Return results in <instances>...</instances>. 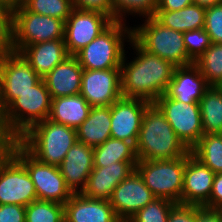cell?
Segmentation results:
<instances>
[{"instance_id": "6da1fadb", "label": "cell", "mask_w": 222, "mask_h": 222, "mask_svg": "<svg viewBox=\"0 0 222 222\" xmlns=\"http://www.w3.org/2000/svg\"><path fill=\"white\" fill-rule=\"evenodd\" d=\"M137 52V57L121 64V92L124 98L143 99L154 103L166 93L175 71L173 63L144 50L132 37L127 40Z\"/></svg>"}, {"instance_id": "7a4b0ae2", "label": "cell", "mask_w": 222, "mask_h": 222, "mask_svg": "<svg viewBox=\"0 0 222 222\" xmlns=\"http://www.w3.org/2000/svg\"><path fill=\"white\" fill-rule=\"evenodd\" d=\"M135 149L138 160L147 161L177 159L190 152L155 103L143 114Z\"/></svg>"}, {"instance_id": "3957f363", "label": "cell", "mask_w": 222, "mask_h": 222, "mask_svg": "<svg viewBox=\"0 0 222 222\" xmlns=\"http://www.w3.org/2000/svg\"><path fill=\"white\" fill-rule=\"evenodd\" d=\"M17 141L40 162L59 166L77 142V132L47 118L33 125Z\"/></svg>"}, {"instance_id": "277c9868", "label": "cell", "mask_w": 222, "mask_h": 222, "mask_svg": "<svg viewBox=\"0 0 222 222\" xmlns=\"http://www.w3.org/2000/svg\"><path fill=\"white\" fill-rule=\"evenodd\" d=\"M65 22L28 11L21 3L10 11V50L20 52L25 46L64 39Z\"/></svg>"}, {"instance_id": "5b68a950", "label": "cell", "mask_w": 222, "mask_h": 222, "mask_svg": "<svg viewBox=\"0 0 222 222\" xmlns=\"http://www.w3.org/2000/svg\"><path fill=\"white\" fill-rule=\"evenodd\" d=\"M52 98L43 78L30 90L19 94L4 110V123L18 140L33 125L49 117Z\"/></svg>"}, {"instance_id": "8992f818", "label": "cell", "mask_w": 222, "mask_h": 222, "mask_svg": "<svg viewBox=\"0 0 222 222\" xmlns=\"http://www.w3.org/2000/svg\"><path fill=\"white\" fill-rule=\"evenodd\" d=\"M123 23L113 21L75 55L83 69L105 70L121 67L125 54L123 38L126 37L130 40L132 37L131 27L128 28Z\"/></svg>"}, {"instance_id": "52a82bcc", "label": "cell", "mask_w": 222, "mask_h": 222, "mask_svg": "<svg viewBox=\"0 0 222 222\" xmlns=\"http://www.w3.org/2000/svg\"><path fill=\"white\" fill-rule=\"evenodd\" d=\"M144 22L142 26L132 29V38L144 50L177 67L194 63L188 57L183 32L163 26L154 17L146 18Z\"/></svg>"}, {"instance_id": "ba28073f", "label": "cell", "mask_w": 222, "mask_h": 222, "mask_svg": "<svg viewBox=\"0 0 222 222\" xmlns=\"http://www.w3.org/2000/svg\"><path fill=\"white\" fill-rule=\"evenodd\" d=\"M10 153L26 168L37 194V199L65 204L73 195L66 186L58 166L45 164L32 156L18 141Z\"/></svg>"}, {"instance_id": "9c48e42d", "label": "cell", "mask_w": 222, "mask_h": 222, "mask_svg": "<svg viewBox=\"0 0 222 222\" xmlns=\"http://www.w3.org/2000/svg\"><path fill=\"white\" fill-rule=\"evenodd\" d=\"M186 156L172 160H138L135 169L156 198L181 202Z\"/></svg>"}, {"instance_id": "30bf717a", "label": "cell", "mask_w": 222, "mask_h": 222, "mask_svg": "<svg viewBox=\"0 0 222 222\" xmlns=\"http://www.w3.org/2000/svg\"><path fill=\"white\" fill-rule=\"evenodd\" d=\"M42 78L18 52L0 54V106L4 110L19 94L30 90Z\"/></svg>"}, {"instance_id": "8fae6325", "label": "cell", "mask_w": 222, "mask_h": 222, "mask_svg": "<svg viewBox=\"0 0 222 222\" xmlns=\"http://www.w3.org/2000/svg\"><path fill=\"white\" fill-rule=\"evenodd\" d=\"M154 103L164 113L179 139L191 150L204 134L199 103H183L166 94Z\"/></svg>"}, {"instance_id": "7c38bea8", "label": "cell", "mask_w": 222, "mask_h": 222, "mask_svg": "<svg viewBox=\"0 0 222 222\" xmlns=\"http://www.w3.org/2000/svg\"><path fill=\"white\" fill-rule=\"evenodd\" d=\"M37 194L26 168L9 152L0 157V205L26 207Z\"/></svg>"}, {"instance_id": "4fadbf2b", "label": "cell", "mask_w": 222, "mask_h": 222, "mask_svg": "<svg viewBox=\"0 0 222 222\" xmlns=\"http://www.w3.org/2000/svg\"><path fill=\"white\" fill-rule=\"evenodd\" d=\"M112 22L113 19L104 12L74 8L65 21L64 30V41L69 56H75Z\"/></svg>"}, {"instance_id": "5bb4252c", "label": "cell", "mask_w": 222, "mask_h": 222, "mask_svg": "<svg viewBox=\"0 0 222 222\" xmlns=\"http://www.w3.org/2000/svg\"><path fill=\"white\" fill-rule=\"evenodd\" d=\"M80 94L91 107L111 106L123 97L121 69H83Z\"/></svg>"}, {"instance_id": "9a60e30c", "label": "cell", "mask_w": 222, "mask_h": 222, "mask_svg": "<svg viewBox=\"0 0 222 222\" xmlns=\"http://www.w3.org/2000/svg\"><path fill=\"white\" fill-rule=\"evenodd\" d=\"M155 198L135 169L116 186L109 201L117 217L122 222H127Z\"/></svg>"}, {"instance_id": "2e32d148", "label": "cell", "mask_w": 222, "mask_h": 222, "mask_svg": "<svg viewBox=\"0 0 222 222\" xmlns=\"http://www.w3.org/2000/svg\"><path fill=\"white\" fill-rule=\"evenodd\" d=\"M150 102L120 98L111 105V137L136 145L143 114Z\"/></svg>"}, {"instance_id": "e0dca14e", "label": "cell", "mask_w": 222, "mask_h": 222, "mask_svg": "<svg viewBox=\"0 0 222 222\" xmlns=\"http://www.w3.org/2000/svg\"><path fill=\"white\" fill-rule=\"evenodd\" d=\"M215 173L191 154L186 155L181 204L204 206L212 191Z\"/></svg>"}, {"instance_id": "ac0fdd59", "label": "cell", "mask_w": 222, "mask_h": 222, "mask_svg": "<svg viewBox=\"0 0 222 222\" xmlns=\"http://www.w3.org/2000/svg\"><path fill=\"white\" fill-rule=\"evenodd\" d=\"M138 161H121L107 167L93 168L82 194L88 198L110 200L116 186L126 179Z\"/></svg>"}, {"instance_id": "d6986e66", "label": "cell", "mask_w": 222, "mask_h": 222, "mask_svg": "<svg viewBox=\"0 0 222 222\" xmlns=\"http://www.w3.org/2000/svg\"><path fill=\"white\" fill-rule=\"evenodd\" d=\"M58 167L70 191L82 193L94 168L93 147L77 141Z\"/></svg>"}, {"instance_id": "ffe728a7", "label": "cell", "mask_w": 222, "mask_h": 222, "mask_svg": "<svg viewBox=\"0 0 222 222\" xmlns=\"http://www.w3.org/2000/svg\"><path fill=\"white\" fill-rule=\"evenodd\" d=\"M65 222H122L110 201L76 193L64 204Z\"/></svg>"}, {"instance_id": "44dd1931", "label": "cell", "mask_w": 222, "mask_h": 222, "mask_svg": "<svg viewBox=\"0 0 222 222\" xmlns=\"http://www.w3.org/2000/svg\"><path fill=\"white\" fill-rule=\"evenodd\" d=\"M200 69L193 63L175 68L166 95L183 103H199L203 94L210 88Z\"/></svg>"}, {"instance_id": "7402d4cb", "label": "cell", "mask_w": 222, "mask_h": 222, "mask_svg": "<svg viewBox=\"0 0 222 222\" xmlns=\"http://www.w3.org/2000/svg\"><path fill=\"white\" fill-rule=\"evenodd\" d=\"M83 68L75 56L56 65L43 80L51 98L80 94Z\"/></svg>"}, {"instance_id": "603a6c76", "label": "cell", "mask_w": 222, "mask_h": 222, "mask_svg": "<svg viewBox=\"0 0 222 222\" xmlns=\"http://www.w3.org/2000/svg\"><path fill=\"white\" fill-rule=\"evenodd\" d=\"M19 53L41 78L69 56L64 39L28 45Z\"/></svg>"}, {"instance_id": "cb8c5ba5", "label": "cell", "mask_w": 222, "mask_h": 222, "mask_svg": "<svg viewBox=\"0 0 222 222\" xmlns=\"http://www.w3.org/2000/svg\"><path fill=\"white\" fill-rule=\"evenodd\" d=\"M111 106L91 107L88 117L76 129L77 141L91 147L111 137Z\"/></svg>"}, {"instance_id": "d4e9b609", "label": "cell", "mask_w": 222, "mask_h": 222, "mask_svg": "<svg viewBox=\"0 0 222 222\" xmlns=\"http://www.w3.org/2000/svg\"><path fill=\"white\" fill-rule=\"evenodd\" d=\"M91 106L81 95L52 98L48 119L77 129L88 117Z\"/></svg>"}, {"instance_id": "484cf974", "label": "cell", "mask_w": 222, "mask_h": 222, "mask_svg": "<svg viewBox=\"0 0 222 222\" xmlns=\"http://www.w3.org/2000/svg\"><path fill=\"white\" fill-rule=\"evenodd\" d=\"M206 8L195 3L180 10H156L153 16L160 24L179 32L204 28Z\"/></svg>"}, {"instance_id": "4316f807", "label": "cell", "mask_w": 222, "mask_h": 222, "mask_svg": "<svg viewBox=\"0 0 222 222\" xmlns=\"http://www.w3.org/2000/svg\"><path fill=\"white\" fill-rule=\"evenodd\" d=\"M93 161L94 168H101L121 161H138V158L132 142L110 137L93 148Z\"/></svg>"}, {"instance_id": "83f0119b", "label": "cell", "mask_w": 222, "mask_h": 222, "mask_svg": "<svg viewBox=\"0 0 222 222\" xmlns=\"http://www.w3.org/2000/svg\"><path fill=\"white\" fill-rule=\"evenodd\" d=\"M204 134H222V93L211 86L199 101Z\"/></svg>"}, {"instance_id": "f1b7e54d", "label": "cell", "mask_w": 222, "mask_h": 222, "mask_svg": "<svg viewBox=\"0 0 222 222\" xmlns=\"http://www.w3.org/2000/svg\"><path fill=\"white\" fill-rule=\"evenodd\" d=\"M190 151L215 174L222 173V134H203Z\"/></svg>"}, {"instance_id": "f546056e", "label": "cell", "mask_w": 222, "mask_h": 222, "mask_svg": "<svg viewBox=\"0 0 222 222\" xmlns=\"http://www.w3.org/2000/svg\"><path fill=\"white\" fill-rule=\"evenodd\" d=\"M210 86L222 83V44L212 43L194 62Z\"/></svg>"}, {"instance_id": "4dcf8cb0", "label": "cell", "mask_w": 222, "mask_h": 222, "mask_svg": "<svg viewBox=\"0 0 222 222\" xmlns=\"http://www.w3.org/2000/svg\"><path fill=\"white\" fill-rule=\"evenodd\" d=\"M26 222H64V205L46 201L35 200L25 207Z\"/></svg>"}, {"instance_id": "1f68e13d", "label": "cell", "mask_w": 222, "mask_h": 222, "mask_svg": "<svg viewBox=\"0 0 222 222\" xmlns=\"http://www.w3.org/2000/svg\"><path fill=\"white\" fill-rule=\"evenodd\" d=\"M21 4L30 12L55 17L64 22L74 9L72 0H22Z\"/></svg>"}, {"instance_id": "d6a6232c", "label": "cell", "mask_w": 222, "mask_h": 222, "mask_svg": "<svg viewBox=\"0 0 222 222\" xmlns=\"http://www.w3.org/2000/svg\"><path fill=\"white\" fill-rule=\"evenodd\" d=\"M157 3L158 0H112V19L122 22L126 13H136L145 16L144 18L153 17Z\"/></svg>"}, {"instance_id": "836d02e7", "label": "cell", "mask_w": 222, "mask_h": 222, "mask_svg": "<svg viewBox=\"0 0 222 222\" xmlns=\"http://www.w3.org/2000/svg\"><path fill=\"white\" fill-rule=\"evenodd\" d=\"M174 204V202L167 199L155 198L127 222H167Z\"/></svg>"}, {"instance_id": "e575fe53", "label": "cell", "mask_w": 222, "mask_h": 222, "mask_svg": "<svg viewBox=\"0 0 222 222\" xmlns=\"http://www.w3.org/2000/svg\"><path fill=\"white\" fill-rule=\"evenodd\" d=\"M184 45L188 57L195 62L212 44L204 28L183 33Z\"/></svg>"}, {"instance_id": "d590c367", "label": "cell", "mask_w": 222, "mask_h": 222, "mask_svg": "<svg viewBox=\"0 0 222 222\" xmlns=\"http://www.w3.org/2000/svg\"><path fill=\"white\" fill-rule=\"evenodd\" d=\"M204 30L212 43L222 44V2L206 8Z\"/></svg>"}, {"instance_id": "8d00e7d4", "label": "cell", "mask_w": 222, "mask_h": 222, "mask_svg": "<svg viewBox=\"0 0 222 222\" xmlns=\"http://www.w3.org/2000/svg\"><path fill=\"white\" fill-rule=\"evenodd\" d=\"M167 222H197V206L175 203L171 208Z\"/></svg>"}, {"instance_id": "74e56055", "label": "cell", "mask_w": 222, "mask_h": 222, "mask_svg": "<svg viewBox=\"0 0 222 222\" xmlns=\"http://www.w3.org/2000/svg\"><path fill=\"white\" fill-rule=\"evenodd\" d=\"M10 50V10L0 5V54Z\"/></svg>"}, {"instance_id": "f35d334b", "label": "cell", "mask_w": 222, "mask_h": 222, "mask_svg": "<svg viewBox=\"0 0 222 222\" xmlns=\"http://www.w3.org/2000/svg\"><path fill=\"white\" fill-rule=\"evenodd\" d=\"M0 222H26L25 207L15 204L0 205Z\"/></svg>"}, {"instance_id": "ab89813d", "label": "cell", "mask_w": 222, "mask_h": 222, "mask_svg": "<svg viewBox=\"0 0 222 222\" xmlns=\"http://www.w3.org/2000/svg\"><path fill=\"white\" fill-rule=\"evenodd\" d=\"M73 6L81 10H97L112 18V0H72Z\"/></svg>"}, {"instance_id": "60d3db41", "label": "cell", "mask_w": 222, "mask_h": 222, "mask_svg": "<svg viewBox=\"0 0 222 222\" xmlns=\"http://www.w3.org/2000/svg\"><path fill=\"white\" fill-rule=\"evenodd\" d=\"M203 207L222 210V173L215 174L210 198Z\"/></svg>"}, {"instance_id": "b9f144b4", "label": "cell", "mask_w": 222, "mask_h": 222, "mask_svg": "<svg viewBox=\"0 0 222 222\" xmlns=\"http://www.w3.org/2000/svg\"><path fill=\"white\" fill-rule=\"evenodd\" d=\"M16 141L5 126L3 114H0V157L9 153Z\"/></svg>"}, {"instance_id": "7bdbcfd3", "label": "cell", "mask_w": 222, "mask_h": 222, "mask_svg": "<svg viewBox=\"0 0 222 222\" xmlns=\"http://www.w3.org/2000/svg\"><path fill=\"white\" fill-rule=\"evenodd\" d=\"M197 222H222V210L197 206Z\"/></svg>"}, {"instance_id": "ee69618b", "label": "cell", "mask_w": 222, "mask_h": 222, "mask_svg": "<svg viewBox=\"0 0 222 222\" xmlns=\"http://www.w3.org/2000/svg\"><path fill=\"white\" fill-rule=\"evenodd\" d=\"M193 0H158L156 10L175 11L192 4Z\"/></svg>"}, {"instance_id": "f6af8a7d", "label": "cell", "mask_w": 222, "mask_h": 222, "mask_svg": "<svg viewBox=\"0 0 222 222\" xmlns=\"http://www.w3.org/2000/svg\"><path fill=\"white\" fill-rule=\"evenodd\" d=\"M222 0H193V3L202 6V7H211L215 4L221 3Z\"/></svg>"}, {"instance_id": "bcb514c9", "label": "cell", "mask_w": 222, "mask_h": 222, "mask_svg": "<svg viewBox=\"0 0 222 222\" xmlns=\"http://www.w3.org/2000/svg\"><path fill=\"white\" fill-rule=\"evenodd\" d=\"M21 1L22 0H0V5L11 11L14 7L18 6Z\"/></svg>"}, {"instance_id": "7dc6e473", "label": "cell", "mask_w": 222, "mask_h": 222, "mask_svg": "<svg viewBox=\"0 0 222 222\" xmlns=\"http://www.w3.org/2000/svg\"><path fill=\"white\" fill-rule=\"evenodd\" d=\"M222 93V83L217 86Z\"/></svg>"}, {"instance_id": "c3c4849f", "label": "cell", "mask_w": 222, "mask_h": 222, "mask_svg": "<svg viewBox=\"0 0 222 222\" xmlns=\"http://www.w3.org/2000/svg\"><path fill=\"white\" fill-rule=\"evenodd\" d=\"M0 114H3V110H2V108H1V106H0Z\"/></svg>"}]
</instances>
